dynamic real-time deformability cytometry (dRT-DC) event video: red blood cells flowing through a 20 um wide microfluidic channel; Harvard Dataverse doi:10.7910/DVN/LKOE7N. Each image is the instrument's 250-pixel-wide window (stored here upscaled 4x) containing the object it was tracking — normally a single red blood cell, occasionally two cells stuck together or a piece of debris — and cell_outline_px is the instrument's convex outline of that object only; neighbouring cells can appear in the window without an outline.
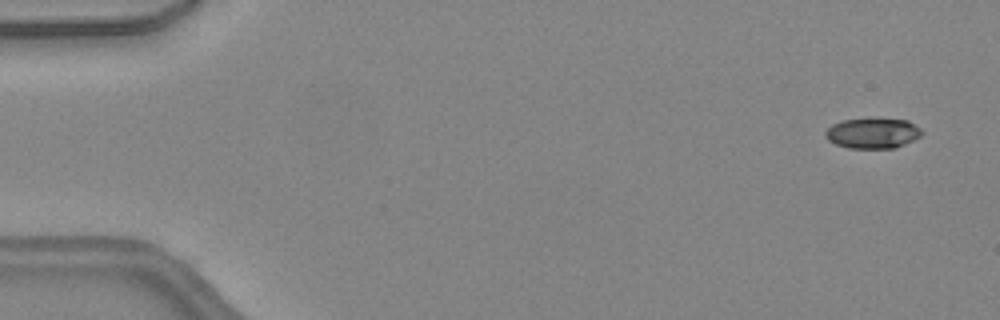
{"species": "common noctule bat (a hibernating species)", "species_latin": "Nyctalus noctula", "temperature_condition": "warm", "stored_images_in_passage": 45, "camera_frame_rate_fps": 3000, "um_per_image_px": 0.085, "animal": {"sex": "female", "body_mass_g": 24.6, "forearm_length_mm": 56.2}, "frame": {"image": 1, "passage_image": 2, "time_ms": 0.333, "image_size_px": [1000, 320], "cell_outline_px": [[924, 132], [920, 136], [896, 148], [848, 148], [836, 144], [828, 140], [824, 136], [824, 132], [832, 124], [840, 120], [908, 120], [920, 128]], "centroid_in_image_um": [74.15, 11.34], "position_along_channel_um": 10.8, "area_um2": 16.76}}
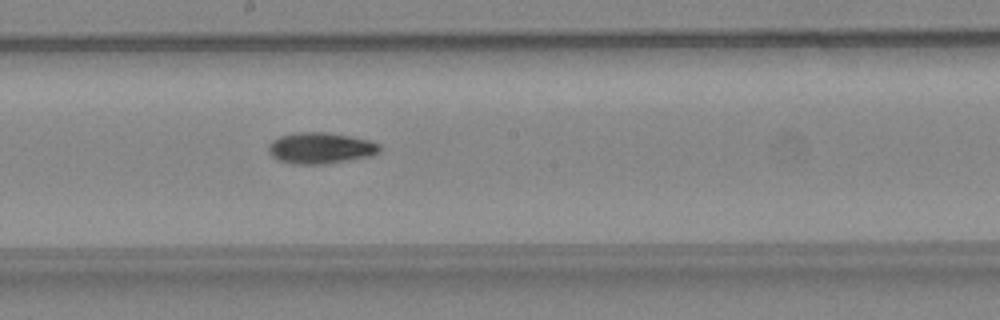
{"frame": {"image": 2, "passage_image": 25, "time_ms": 8.0, "image_size_px": [1000, 320], "cell_outline_px": [[380, 152], [372, 156], [324, 164], [292, 164], [276, 160], [268, 152], [268, 144], [272, 140], [280, 136], [296, 132], [324, 132], [348, 136], [368, 140], [380, 144]], "centroid_in_image_um": [27.21, 12.59], "position_along_channel_um": 221.0, "area_um2": 20.29}}
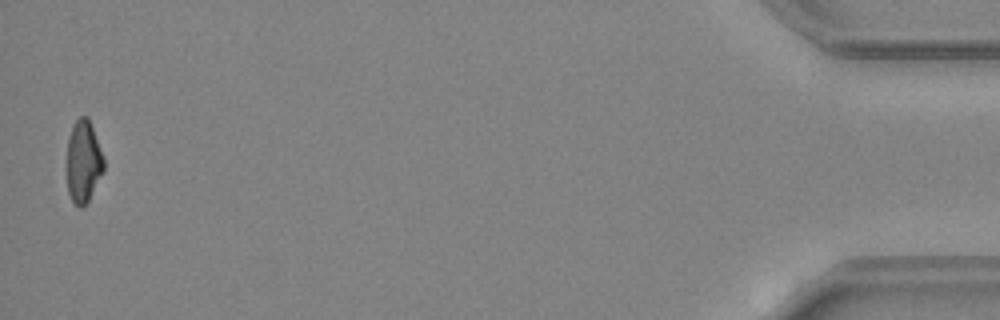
{"frame": {"image": 3, "passage_image": 45, "time_ms": 14.667, "image_size_px": [1000, 320], "cell_outline_px": [[104, 172], [88, 200], [80, 208], [72, 200], [68, 192], [68, 136], [76, 120], [80, 116], [88, 116], [104, 156]], "centroid_in_image_um": [7.12, 13.7], "position_along_channel_um": 428.1, "area_um2": 17.51}, "authors_computed_cell_mechanics": {"area_um2": 19.0162, "velocity_mm_per_s": 4.5293, "shape_relaxation_time_tau1_ms": null, "shape_relaxation_time_tau2_ms": 5.8928, "deformation_change_tau1": null, "deformation_change_tau2": 0.144}}